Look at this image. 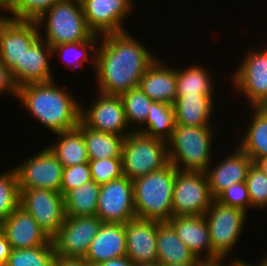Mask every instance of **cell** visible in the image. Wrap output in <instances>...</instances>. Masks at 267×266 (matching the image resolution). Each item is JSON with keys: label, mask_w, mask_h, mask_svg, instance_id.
I'll use <instances>...</instances> for the list:
<instances>
[{"label": "cell", "mask_w": 267, "mask_h": 266, "mask_svg": "<svg viewBox=\"0 0 267 266\" xmlns=\"http://www.w3.org/2000/svg\"><path fill=\"white\" fill-rule=\"evenodd\" d=\"M24 163L15 166L19 189H50L60 192L63 165L45 146Z\"/></svg>", "instance_id": "cell-13"}, {"label": "cell", "mask_w": 267, "mask_h": 266, "mask_svg": "<svg viewBox=\"0 0 267 266\" xmlns=\"http://www.w3.org/2000/svg\"><path fill=\"white\" fill-rule=\"evenodd\" d=\"M37 22L0 21V61L11 71L17 87L23 85V57L40 37Z\"/></svg>", "instance_id": "cell-7"}, {"label": "cell", "mask_w": 267, "mask_h": 266, "mask_svg": "<svg viewBox=\"0 0 267 266\" xmlns=\"http://www.w3.org/2000/svg\"><path fill=\"white\" fill-rule=\"evenodd\" d=\"M18 87L12 77L11 71L0 61V95L1 93L8 92L17 98Z\"/></svg>", "instance_id": "cell-41"}, {"label": "cell", "mask_w": 267, "mask_h": 266, "mask_svg": "<svg viewBox=\"0 0 267 266\" xmlns=\"http://www.w3.org/2000/svg\"><path fill=\"white\" fill-rule=\"evenodd\" d=\"M260 169L261 171L267 176V157L258 159L254 162Z\"/></svg>", "instance_id": "cell-49"}, {"label": "cell", "mask_w": 267, "mask_h": 266, "mask_svg": "<svg viewBox=\"0 0 267 266\" xmlns=\"http://www.w3.org/2000/svg\"><path fill=\"white\" fill-rule=\"evenodd\" d=\"M55 256L53 244L12 249L5 266H53Z\"/></svg>", "instance_id": "cell-33"}, {"label": "cell", "mask_w": 267, "mask_h": 266, "mask_svg": "<svg viewBox=\"0 0 267 266\" xmlns=\"http://www.w3.org/2000/svg\"><path fill=\"white\" fill-rule=\"evenodd\" d=\"M210 71L200 65H193L187 69H176L177 97L182 95H196L207 93L213 99V84Z\"/></svg>", "instance_id": "cell-31"}, {"label": "cell", "mask_w": 267, "mask_h": 266, "mask_svg": "<svg viewBox=\"0 0 267 266\" xmlns=\"http://www.w3.org/2000/svg\"><path fill=\"white\" fill-rule=\"evenodd\" d=\"M227 156L217 162L216 166L210 164L205 172L214 199L229 186L245 182L248 169L253 163L252 159L238 146Z\"/></svg>", "instance_id": "cell-19"}, {"label": "cell", "mask_w": 267, "mask_h": 266, "mask_svg": "<svg viewBox=\"0 0 267 266\" xmlns=\"http://www.w3.org/2000/svg\"><path fill=\"white\" fill-rule=\"evenodd\" d=\"M175 125L174 105L153 101L146 122L143 127H138L137 132L168 141Z\"/></svg>", "instance_id": "cell-29"}, {"label": "cell", "mask_w": 267, "mask_h": 266, "mask_svg": "<svg viewBox=\"0 0 267 266\" xmlns=\"http://www.w3.org/2000/svg\"><path fill=\"white\" fill-rule=\"evenodd\" d=\"M156 58L147 68L138 87L153 101L174 105L177 97L176 69Z\"/></svg>", "instance_id": "cell-22"}, {"label": "cell", "mask_w": 267, "mask_h": 266, "mask_svg": "<svg viewBox=\"0 0 267 266\" xmlns=\"http://www.w3.org/2000/svg\"><path fill=\"white\" fill-rule=\"evenodd\" d=\"M17 99L41 125L57 134L74 129L80 122L81 101L55 79L18 87Z\"/></svg>", "instance_id": "cell-2"}, {"label": "cell", "mask_w": 267, "mask_h": 266, "mask_svg": "<svg viewBox=\"0 0 267 266\" xmlns=\"http://www.w3.org/2000/svg\"><path fill=\"white\" fill-rule=\"evenodd\" d=\"M247 215L240 209L223 205L215 199L212 201L204 214L208 223L212 258L228 257L241 237Z\"/></svg>", "instance_id": "cell-8"}, {"label": "cell", "mask_w": 267, "mask_h": 266, "mask_svg": "<svg viewBox=\"0 0 267 266\" xmlns=\"http://www.w3.org/2000/svg\"><path fill=\"white\" fill-rule=\"evenodd\" d=\"M98 37H102V36L101 35L99 36V34H94L90 39H88L86 41H78V42H72V43H66V44L53 46L52 47V54L54 56L56 54L58 56H62L63 55L62 56L63 58H61V61H62V63L67 62L65 64L66 66H70V64L71 65L74 64V65H76V66H74V68L75 67L76 68L77 67H83L84 66L83 63L85 61H89L94 66V69H95L96 51H94V50H97V46H98V43H99V40H97ZM67 52L71 53V54H75V53L78 54L77 58L75 59V61H72V60H69V59H67V60L65 59L66 56H64V54L67 55ZM93 52H94V54L89 56L90 57V59H89L88 55L90 53L92 54ZM63 59H65L66 61L63 60ZM78 59H80V60H78Z\"/></svg>", "instance_id": "cell-34"}, {"label": "cell", "mask_w": 267, "mask_h": 266, "mask_svg": "<svg viewBox=\"0 0 267 266\" xmlns=\"http://www.w3.org/2000/svg\"><path fill=\"white\" fill-rule=\"evenodd\" d=\"M60 0H11L10 20L36 22Z\"/></svg>", "instance_id": "cell-36"}, {"label": "cell", "mask_w": 267, "mask_h": 266, "mask_svg": "<svg viewBox=\"0 0 267 266\" xmlns=\"http://www.w3.org/2000/svg\"><path fill=\"white\" fill-rule=\"evenodd\" d=\"M88 27L94 34L126 31L123 20L133 11L132 0H80Z\"/></svg>", "instance_id": "cell-16"}, {"label": "cell", "mask_w": 267, "mask_h": 266, "mask_svg": "<svg viewBox=\"0 0 267 266\" xmlns=\"http://www.w3.org/2000/svg\"><path fill=\"white\" fill-rule=\"evenodd\" d=\"M258 111L267 114V92L261 100L254 106Z\"/></svg>", "instance_id": "cell-48"}, {"label": "cell", "mask_w": 267, "mask_h": 266, "mask_svg": "<svg viewBox=\"0 0 267 266\" xmlns=\"http://www.w3.org/2000/svg\"><path fill=\"white\" fill-rule=\"evenodd\" d=\"M244 55L232 75V85L246 96L250 107H254L267 92V49H252Z\"/></svg>", "instance_id": "cell-15"}, {"label": "cell", "mask_w": 267, "mask_h": 266, "mask_svg": "<svg viewBox=\"0 0 267 266\" xmlns=\"http://www.w3.org/2000/svg\"><path fill=\"white\" fill-rule=\"evenodd\" d=\"M160 221L135 217L124 223L126 256L136 265L157 261V226Z\"/></svg>", "instance_id": "cell-17"}, {"label": "cell", "mask_w": 267, "mask_h": 266, "mask_svg": "<svg viewBox=\"0 0 267 266\" xmlns=\"http://www.w3.org/2000/svg\"><path fill=\"white\" fill-rule=\"evenodd\" d=\"M126 256V231L124 224L103 223L90 243L85 260L96 266L107 260Z\"/></svg>", "instance_id": "cell-20"}, {"label": "cell", "mask_w": 267, "mask_h": 266, "mask_svg": "<svg viewBox=\"0 0 267 266\" xmlns=\"http://www.w3.org/2000/svg\"><path fill=\"white\" fill-rule=\"evenodd\" d=\"M20 206L38 223L52 239L66 217L64 196L50 189H20Z\"/></svg>", "instance_id": "cell-10"}, {"label": "cell", "mask_w": 267, "mask_h": 266, "mask_svg": "<svg viewBox=\"0 0 267 266\" xmlns=\"http://www.w3.org/2000/svg\"><path fill=\"white\" fill-rule=\"evenodd\" d=\"M121 157L123 175L133 180L169 163L167 141L132 131L124 138Z\"/></svg>", "instance_id": "cell-6"}, {"label": "cell", "mask_w": 267, "mask_h": 266, "mask_svg": "<svg viewBox=\"0 0 267 266\" xmlns=\"http://www.w3.org/2000/svg\"><path fill=\"white\" fill-rule=\"evenodd\" d=\"M156 246L157 262L161 266L199 262L168 222H161L157 226Z\"/></svg>", "instance_id": "cell-24"}, {"label": "cell", "mask_w": 267, "mask_h": 266, "mask_svg": "<svg viewBox=\"0 0 267 266\" xmlns=\"http://www.w3.org/2000/svg\"><path fill=\"white\" fill-rule=\"evenodd\" d=\"M88 163L92 179L100 186L123 176L122 157L89 160Z\"/></svg>", "instance_id": "cell-38"}, {"label": "cell", "mask_w": 267, "mask_h": 266, "mask_svg": "<svg viewBox=\"0 0 267 266\" xmlns=\"http://www.w3.org/2000/svg\"><path fill=\"white\" fill-rule=\"evenodd\" d=\"M214 127L175 125L167 141L168 160L180 171L205 173L212 163Z\"/></svg>", "instance_id": "cell-4"}, {"label": "cell", "mask_w": 267, "mask_h": 266, "mask_svg": "<svg viewBox=\"0 0 267 266\" xmlns=\"http://www.w3.org/2000/svg\"><path fill=\"white\" fill-rule=\"evenodd\" d=\"M36 22L39 31L46 27L44 41L51 47L86 41L94 35L87 25L80 0H60Z\"/></svg>", "instance_id": "cell-5"}, {"label": "cell", "mask_w": 267, "mask_h": 266, "mask_svg": "<svg viewBox=\"0 0 267 266\" xmlns=\"http://www.w3.org/2000/svg\"><path fill=\"white\" fill-rule=\"evenodd\" d=\"M227 257H216L212 259H202L196 264V266H232V261L228 265H223L222 260H225Z\"/></svg>", "instance_id": "cell-45"}, {"label": "cell", "mask_w": 267, "mask_h": 266, "mask_svg": "<svg viewBox=\"0 0 267 266\" xmlns=\"http://www.w3.org/2000/svg\"><path fill=\"white\" fill-rule=\"evenodd\" d=\"M250 124L237 145L253 161L267 157V114L251 107Z\"/></svg>", "instance_id": "cell-28"}, {"label": "cell", "mask_w": 267, "mask_h": 266, "mask_svg": "<svg viewBox=\"0 0 267 266\" xmlns=\"http://www.w3.org/2000/svg\"><path fill=\"white\" fill-rule=\"evenodd\" d=\"M96 216L103 223L119 224L136 217L131 179L123 175L101 186Z\"/></svg>", "instance_id": "cell-14"}, {"label": "cell", "mask_w": 267, "mask_h": 266, "mask_svg": "<svg viewBox=\"0 0 267 266\" xmlns=\"http://www.w3.org/2000/svg\"><path fill=\"white\" fill-rule=\"evenodd\" d=\"M78 127L82 130L89 160L121 157L124 136L95 131L81 121Z\"/></svg>", "instance_id": "cell-27"}, {"label": "cell", "mask_w": 267, "mask_h": 266, "mask_svg": "<svg viewBox=\"0 0 267 266\" xmlns=\"http://www.w3.org/2000/svg\"><path fill=\"white\" fill-rule=\"evenodd\" d=\"M101 186L94 180L68 191L64 195L67 216H96Z\"/></svg>", "instance_id": "cell-30"}, {"label": "cell", "mask_w": 267, "mask_h": 266, "mask_svg": "<svg viewBox=\"0 0 267 266\" xmlns=\"http://www.w3.org/2000/svg\"><path fill=\"white\" fill-rule=\"evenodd\" d=\"M232 266H265V260L262 258L258 265H252L251 263L241 260L240 258H235L232 261Z\"/></svg>", "instance_id": "cell-47"}, {"label": "cell", "mask_w": 267, "mask_h": 266, "mask_svg": "<svg viewBox=\"0 0 267 266\" xmlns=\"http://www.w3.org/2000/svg\"><path fill=\"white\" fill-rule=\"evenodd\" d=\"M12 247L5 234L0 231V266H5L11 254Z\"/></svg>", "instance_id": "cell-43"}, {"label": "cell", "mask_w": 267, "mask_h": 266, "mask_svg": "<svg viewBox=\"0 0 267 266\" xmlns=\"http://www.w3.org/2000/svg\"><path fill=\"white\" fill-rule=\"evenodd\" d=\"M223 205L240 209L247 213L251 208V201L248 194L246 182L233 184L222 191L216 198Z\"/></svg>", "instance_id": "cell-39"}, {"label": "cell", "mask_w": 267, "mask_h": 266, "mask_svg": "<svg viewBox=\"0 0 267 266\" xmlns=\"http://www.w3.org/2000/svg\"><path fill=\"white\" fill-rule=\"evenodd\" d=\"M177 170L168 163L160 170L132 180L136 217L160 222L170 220L173 216L172 195Z\"/></svg>", "instance_id": "cell-3"}, {"label": "cell", "mask_w": 267, "mask_h": 266, "mask_svg": "<svg viewBox=\"0 0 267 266\" xmlns=\"http://www.w3.org/2000/svg\"><path fill=\"white\" fill-rule=\"evenodd\" d=\"M5 10V13H9V16L0 15V21L10 20L11 13V0H0V11Z\"/></svg>", "instance_id": "cell-46"}, {"label": "cell", "mask_w": 267, "mask_h": 266, "mask_svg": "<svg viewBox=\"0 0 267 266\" xmlns=\"http://www.w3.org/2000/svg\"><path fill=\"white\" fill-rule=\"evenodd\" d=\"M12 249L34 248L44 244H53L37 221L20 205L13 210L1 224Z\"/></svg>", "instance_id": "cell-18"}, {"label": "cell", "mask_w": 267, "mask_h": 266, "mask_svg": "<svg viewBox=\"0 0 267 266\" xmlns=\"http://www.w3.org/2000/svg\"><path fill=\"white\" fill-rule=\"evenodd\" d=\"M246 185L252 208H267V176L255 164L249 167Z\"/></svg>", "instance_id": "cell-37"}, {"label": "cell", "mask_w": 267, "mask_h": 266, "mask_svg": "<svg viewBox=\"0 0 267 266\" xmlns=\"http://www.w3.org/2000/svg\"><path fill=\"white\" fill-rule=\"evenodd\" d=\"M265 260V262L267 263V255L263 258Z\"/></svg>", "instance_id": "cell-52"}, {"label": "cell", "mask_w": 267, "mask_h": 266, "mask_svg": "<svg viewBox=\"0 0 267 266\" xmlns=\"http://www.w3.org/2000/svg\"><path fill=\"white\" fill-rule=\"evenodd\" d=\"M96 266H135V264L125 256L107 260Z\"/></svg>", "instance_id": "cell-44"}, {"label": "cell", "mask_w": 267, "mask_h": 266, "mask_svg": "<svg viewBox=\"0 0 267 266\" xmlns=\"http://www.w3.org/2000/svg\"><path fill=\"white\" fill-rule=\"evenodd\" d=\"M97 93L99 96L88 108L81 103L80 121L95 131L114 133L124 137L129 135L133 130L129 129L126 121L120 95Z\"/></svg>", "instance_id": "cell-12"}, {"label": "cell", "mask_w": 267, "mask_h": 266, "mask_svg": "<svg viewBox=\"0 0 267 266\" xmlns=\"http://www.w3.org/2000/svg\"><path fill=\"white\" fill-rule=\"evenodd\" d=\"M103 222L98 216H67L52 238L55 254L64 257L85 258L90 243Z\"/></svg>", "instance_id": "cell-11"}, {"label": "cell", "mask_w": 267, "mask_h": 266, "mask_svg": "<svg viewBox=\"0 0 267 266\" xmlns=\"http://www.w3.org/2000/svg\"><path fill=\"white\" fill-rule=\"evenodd\" d=\"M125 111V118L128 126L134 124L133 131H137L138 125L146 122L150 105L153 102L139 87L132 88L120 95Z\"/></svg>", "instance_id": "cell-32"}, {"label": "cell", "mask_w": 267, "mask_h": 266, "mask_svg": "<svg viewBox=\"0 0 267 266\" xmlns=\"http://www.w3.org/2000/svg\"><path fill=\"white\" fill-rule=\"evenodd\" d=\"M91 180L93 179L88 162L63 168L60 193L64 196L68 191Z\"/></svg>", "instance_id": "cell-40"}, {"label": "cell", "mask_w": 267, "mask_h": 266, "mask_svg": "<svg viewBox=\"0 0 267 266\" xmlns=\"http://www.w3.org/2000/svg\"><path fill=\"white\" fill-rule=\"evenodd\" d=\"M214 99L207 93L176 97L175 124L191 127H213L211 117Z\"/></svg>", "instance_id": "cell-23"}, {"label": "cell", "mask_w": 267, "mask_h": 266, "mask_svg": "<svg viewBox=\"0 0 267 266\" xmlns=\"http://www.w3.org/2000/svg\"><path fill=\"white\" fill-rule=\"evenodd\" d=\"M168 223L196 259H212V245L204 215L172 216Z\"/></svg>", "instance_id": "cell-21"}, {"label": "cell", "mask_w": 267, "mask_h": 266, "mask_svg": "<svg viewBox=\"0 0 267 266\" xmlns=\"http://www.w3.org/2000/svg\"><path fill=\"white\" fill-rule=\"evenodd\" d=\"M135 266H161L157 261L136 264Z\"/></svg>", "instance_id": "cell-50"}, {"label": "cell", "mask_w": 267, "mask_h": 266, "mask_svg": "<svg viewBox=\"0 0 267 266\" xmlns=\"http://www.w3.org/2000/svg\"><path fill=\"white\" fill-rule=\"evenodd\" d=\"M53 266H90L84 258L64 257L56 255Z\"/></svg>", "instance_id": "cell-42"}, {"label": "cell", "mask_w": 267, "mask_h": 266, "mask_svg": "<svg viewBox=\"0 0 267 266\" xmlns=\"http://www.w3.org/2000/svg\"><path fill=\"white\" fill-rule=\"evenodd\" d=\"M39 32L40 37L29 47L23 57V85L54 80L50 61H48L53 56L52 47L43 40L44 34Z\"/></svg>", "instance_id": "cell-25"}, {"label": "cell", "mask_w": 267, "mask_h": 266, "mask_svg": "<svg viewBox=\"0 0 267 266\" xmlns=\"http://www.w3.org/2000/svg\"><path fill=\"white\" fill-rule=\"evenodd\" d=\"M213 200L205 173L176 171L172 195L173 216L204 215Z\"/></svg>", "instance_id": "cell-9"}, {"label": "cell", "mask_w": 267, "mask_h": 266, "mask_svg": "<svg viewBox=\"0 0 267 266\" xmlns=\"http://www.w3.org/2000/svg\"><path fill=\"white\" fill-rule=\"evenodd\" d=\"M20 205V189L14 167L0 174V224Z\"/></svg>", "instance_id": "cell-35"}, {"label": "cell", "mask_w": 267, "mask_h": 266, "mask_svg": "<svg viewBox=\"0 0 267 266\" xmlns=\"http://www.w3.org/2000/svg\"><path fill=\"white\" fill-rule=\"evenodd\" d=\"M56 135L57 141L48 148L64 168L89 162L83 133L78 126Z\"/></svg>", "instance_id": "cell-26"}, {"label": "cell", "mask_w": 267, "mask_h": 266, "mask_svg": "<svg viewBox=\"0 0 267 266\" xmlns=\"http://www.w3.org/2000/svg\"><path fill=\"white\" fill-rule=\"evenodd\" d=\"M101 36L95 61L98 91L121 95L138 87L147 68L156 60L155 55L128 30Z\"/></svg>", "instance_id": "cell-1"}, {"label": "cell", "mask_w": 267, "mask_h": 266, "mask_svg": "<svg viewBox=\"0 0 267 266\" xmlns=\"http://www.w3.org/2000/svg\"><path fill=\"white\" fill-rule=\"evenodd\" d=\"M197 263H186V264H177V265H170V266H196Z\"/></svg>", "instance_id": "cell-51"}]
</instances>
